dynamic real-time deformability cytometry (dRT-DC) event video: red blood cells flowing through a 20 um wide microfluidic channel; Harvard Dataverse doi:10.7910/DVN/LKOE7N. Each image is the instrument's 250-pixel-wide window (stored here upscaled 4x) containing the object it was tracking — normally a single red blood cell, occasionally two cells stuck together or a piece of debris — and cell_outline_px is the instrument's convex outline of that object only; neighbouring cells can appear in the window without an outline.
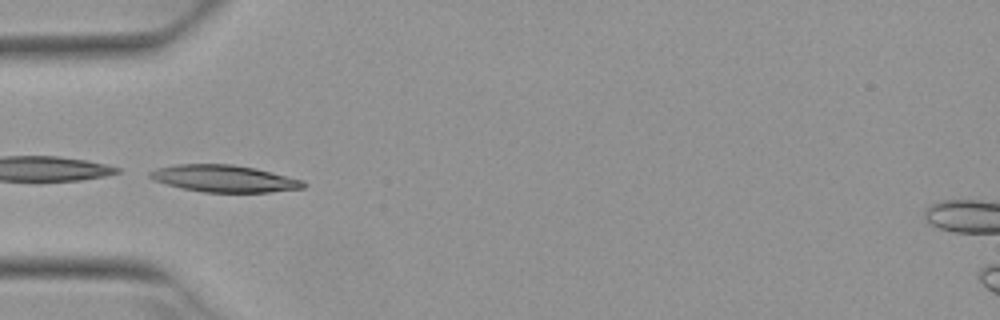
{"species": "Egyptian fruit bat (a non-hibernating species)", "species_latin": "Rousettus aegyptiacus", "temperature_condition": "warm", "stored_images_in_passage": 7, "camera_frame_rate_fps": 3000, "um_per_image_px": 0.085, "animal": {"sex": "female"}, "frame": {"image": 1, "passage_image": 5, "time_ms": 1.333, "image_size_px": [1000, 320], "cell_outline_px": [[308, 184], [304, 188], [268, 192], [204, 192], [180, 188], [156, 180], [148, 176], [148, 172], [156, 168], [176, 164], [232, 164], [256, 168], [304, 180]], "centroid_in_image_um": [19.08, 15.17], "position_along_channel_um": 65.9, "area_um2": 24.16}}
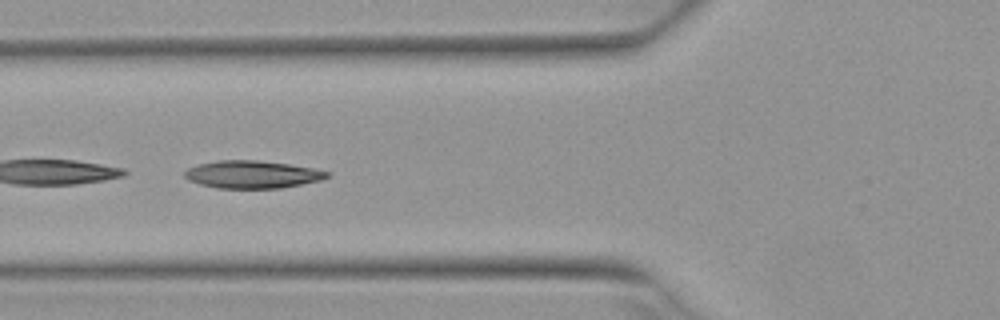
{"frame": {"image": 2, "passage_image": 6, "time_ms": 1.667, "image_size_px": [1000, 320], "cell_outline_px": [[332, 172], [328, 176], [320, 180], [280, 188], [216, 188], [200, 184], [188, 180], [184, 176], [184, 172], [188, 168], [196, 164], [216, 160], [256, 160], [288, 164], [312, 168]], "centroid_in_image_um": [21.39, 14.82], "position_along_channel_um": 104.4, "area_um2": 22.89}}
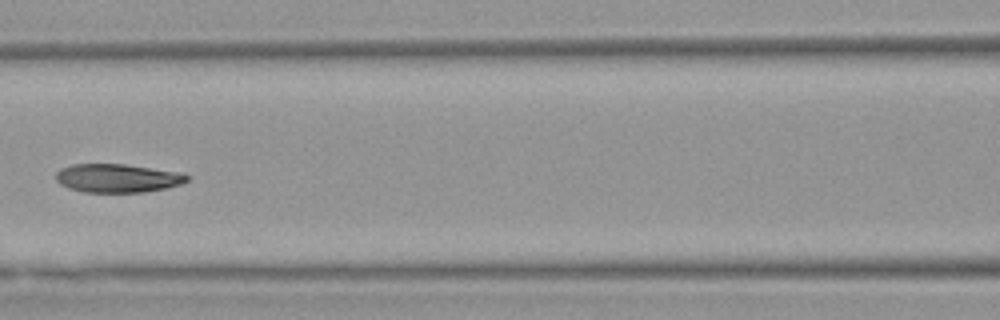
{"frame": {"image": 3, "passage_image": 7, "time_ms": 2.0, "image_size_px": [1000, 320], "cell_outline_px": [[188, 180], [180, 184], [164, 188], [140, 192], [84, 192], [68, 188], [60, 184], [56, 180], [56, 172], [60, 168], [72, 164], [124, 164], [180, 172], [188, 176]], "centroid_in_image_um": [9.93, 15.13], "position_along_channel_um": 156.7, "area_um2": 21.68}}